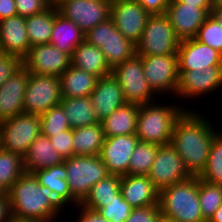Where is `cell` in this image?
Here are the masks:
<instances>
[{
	"instance_id": "47",
	"label": "cell",
	"mask_w": 222,
	"mask_h": 222,
	"mask_svg": "<svg viewBox=\"0 0 222 222\" xmlns=\"http://www.w3.org/2000/svg\"><path fill=\"white\" fill-rule=\"evenodd\" d=\"M16 15L18 14L15 0H0V21Z\"/></svg>"
},
{
	"instance_id": "14",
	"label": "cell",
	"mask_w": 222,
	"mask_h": 222,
	"mask_svg": "<svg viewBox=\"0 0 222 222\" xmlns=\"http://www.w3.org/2000/svg\"><path fill=\"white\" fill-rule=\"evenodd\" d=\"M23 66L35 75L59 77L71 65V56L52 44H39L29 48L22 59Z\"/></svg>"
},
{
	"instance_id": "33",
	"label": "cell",
	"mask_w": 222,
	"mask_h": 222,
	"mask_svg": "<svg viewBox=\"0 0 222 222\" xmlns=\"http://www.w3.org/2000/svg\"><path fill=\"white\" fill-rule=\"evenodd\" d=\"M120 175H108L105 179L95 183L80 205L87 209L101 208V203L115 199V194L120 191Z\"/></svg>"
},
{
	"instance_id": "16",
	"label": "cell",
	"mask_w": 222,
	"mask_h": 222,
	"mask_svg": "<svg viewBox=\"0 0 222 222\" xmlns=\"http://www.w3.org/2000/svg\"><path fill=\"white\" fill-rule=\"evenodd\" d=\"M222 88V65L207 66L203 70L179 71L176 97L200 99Z\"/></svg>"
},
{
	"instance_id": "19",
	"label": "cell",
	"mask_w": 222,
	"mask_h": 222,
	"mask_svg": "<svg viewBox=\"0 0 222 222\" xmlns=\"http://www.w3.org/2000/svg\"><path fill=\"white\" fill-rule=\"evenodd\" d=\"M177 55L179 71H198L207 66L222 65V54L195 38L181 40Z\"/></svg>"
},
{
	"instance_id": "2",
	"label": "cell",
	"mask_w": 222,
	"mask_h": 222,
	"mask_svg": "<svg viewBox=\"0 0 222 222\" xmlns=\"http://www.w3.org/2000/svg\"><path fill=\"white\" fill-rule=\"evenodd\" d=\"M12 218L53 222L64 205L33 173L24 172L8 190Z\"/></svg>"
},
{
	"instance_id": "37",
	"label": "cell",
	"mask_w": 222,
	"mask_h": 222,
	"mask_svg": "<svg viewBox=\"0 0 222 222\" xmlns=\"http://www.w3.org/2000/svg\"><path fill=\"white\" fill-rule=\"evenodd\" d=\"M198 177L209 183L222 185V132L219 131L214 137L206 167Z\"/></svg>"
},
{
	"instance_id": "11",
	"label": "cell",
	"mask_w": 222,
	"mask_h": 222,
	"mask_svg": "<svg viewBox=\"0 0 222 222\" xmlns=\"http://www.w3.org/2000/svg\"><path fill=\"white\" fill-rule=\"evenodd\" d=\"M142 58L144 75L150 88L158 95H176L179 82L178 55H138Z\"/></svg>"
},
{
	"instance_id": "4",
	"label": "cell",
	"mask_w": 222,
	"mask_h": 222,
	"mask_svg": "<svg viewBox=\"0 0 222 222\" xmlns=\"http://www.w3.org/2000/svg\"><path fill=\"white\" fill-rule=\"evenodd\" d=\"M155 103L156 100L139 106L136 136L139 141L161 146L170 143L175 122L187 108L179 103L178 106Z\"/></svg>"
},
{
	"instance_id": "13",
	"label": "cell",
	"mask_w": 222,
	"mask_h": 222,
	"mask_svg": "<svg viewBox=\"0 0 222 222\" xmlns=\"http://www.w3.org/2000/svg\"><path fill=\"white\" fill-rule=\"evenodd\" d=\"M110 4L108 0H63L56 8L59 14L76 23L86 34L110 18Z\"/></svg>"
},
{
	"instance_id": "5",
	"label": "cell",
	"mask_w": 222,
	"mask_h": 222,
	"mask_svg": "<svg viewBox=\"0 0 222 222\" xmlns=\"http://www.w3.org/2000/svg\"><path fill=\"white\" fill-rule=\"evenodd\" d=\"M85 40L102 50L111 70L136 55V44L124 37L111 18L89 30Z\"/></svg>"
},
{
	"instance_id": "17",
	"label": "cell",
	"mask_w": 222,
	"mask_h": 222,
	"mask_svg": "<svg viewBox=\"0 0 222 222\" xmlns=\"http://www.w3.org/2000/svg\"><path fill=\"white\" fill-rule=\"evenodd\" d=\"M211 9L172 0L165 14L170 20L174 34L181 41L196 37L199 28L210 15Z\"/></svg>"
},
{
	"instance_id": "41",
	"label": "cell",
	"mask_w": 222,
	"mask_h": 222,
	"mask_svg": "<svg viewBox=\"0 0 222 222\" xmlns=\"http://www.w3.org/2000/svg\"><path fill=\"white\" fill-rule=\"evenodd\" d=\"M49 139L53 148L64 160L73 156V129L65 130Z\"/></svg>"
},
{
	"instance_id": "39",
	"label": "cell",
	"mask_w": 222,
	"mask_h": 222,
	"mask_svg": "<svg viewBox=\"0 0 222 222\" xmlns=\"http://www.w3.org/2000/svg\"><path fill=\"white\" fill-rule=\"evenodd\" d=\"M133 207L124 200L121 190L115 194V199L107 203H101V208H97L102 217L110 222H125L130 216Z\"/></svg>"
},
{
	"instance_id": "30",
	"label": "cell",
	"mask_w": 222,
	"mask_h": 222,
	"mask_svg": "<svg viewBox=\"0 0 222 222\" xmlns=\"http://www.w3.org/2000/svg\"><path fill=\"white\" fill-rule=\"evenodd\" d=\"M105 134L101 123L73 129V155H100Z\"/></svg>"
},
{
	"instance_id": "53",
	"label": "cell",
	"mask_w": 222,
	"mask_h": 222,
	"mask_svg": "<svg viewBox=\"0 0 222 222\" xmlns=\"http://www.w3.org/2000/svg\"><path fill=\"white\" fill-rule=\"evenodd\" d=\"M155 222H174V221H172L171 219L165 218V217L160 215Z\"/></svg>"
},
{
	"instance_id": "8",
	"label": "cell",
	"mask_w": 222,
	"mask_h": 222,
	"mask_svg": "<svg viewBox=\"0 0 222 222\" xmlns=\"http://www.w3.org/2000/svg\"><path fill=\"white\" fill-rule=\"evenodd\" d=\"M41 134L40 115L21 113L0 123V148L25 156Z\"/></svg>"
},
{
	"instance_id": "7",
	"label": "cell",
	"mask_w": 222,
	"mask_h": 222,
	"mask_svg": "<svg viewBox=\"0 0 222 222\" xmlns=\"http://www.w3.org/2000/svg\"><path fill=\"white\" fill-rule=\"evenodd\" d=\"M111 74L119 82L126 103L140 106L154 102L152 100L156 93L146 81L140 56L135 55L117 65L111 70Z\"/></svg>"
},
{
	"instance_id": "22",
	"label": "cell",
	"mask_w": 222,
	"mask_h": 222,
	"mask_svg": "<svg viewBox=\"0 0 222 222\" xmlns=\"http://www.w3.org/2000/svg\"><path fill=\"white\" fill-rule=\"evenodd\" d=\"M90 99L99 121L126 103L119 82L112 74L98 79Z\"/></svg>"
},
{
	"instance_id": "10",
	"label": "cell",
	"mask_w": 222,
	"mask_h": 222,
	"mask_svg": "<svg viewBox=\"0 0 222 222\" xmlns=\"http://www.w3.org/2000/svg\"><path fill=\"white\" fill-rule=\"evenodd\" d=\"M60 77L30 73L27 83L23 113L42 115L61 103Z\"/></svg>"
},
{
	"instance_id": "49",
	"label": "cell",
	"mask_w": 222,
	"mask_h": 222,
	"mask_svg": "<svg viewBox=\"0 0 222 222\" xmlns=\"http://www.w3.org/2000/svg\"><path fill=\"white\" fill-rule=\"evenodd\" d=\"M188 5H197L200 8H212L213 0H179Z\"/></svg>"
},
{
	"instance_id": "42",
	"label": "cell",
	"mask_w": 222,
	"mask_h": 222,
	"mask_svg": "<svg viewBox=\"0 0 222 222\" xmlns=\"http://www.w3.org/2000/svg\"><path fill=\"white\" fill-rule=\"evenodd\" d=\"M17 14L27 18L41 13L51 6L49 0H15Z\"/></svg>"
},
{
	"instance_id": "20",
	"label": "cell",
	"mask_w": 222,
	"mask_h": 222,
	"mask_svg": "<svg viewBox=\"0 0 222 222\" xmlns=\"http://www.w3.org/2000/svg\"><path fill=\"white\" fill-rule=\"evenodd\" d=\"M30 72L22 65L0 87V123L23 113L25 91Z\"/></svg>"
},
{
	"instance_id": "18",
	"label": "cell",
	"mask_w": 222,
	"mask_h": 222,
	"mask_svg": "<svg viewBox=\"0 0 222 222\" xmlns=\"http://www.w3.org/2000/svg\"><path fill=\"white\" fill-rule=\"evenodd\" d=\"M138 142L136 134L105 138L99 156L109 174L128 175L130 159Z\"/></svg>"
},
{
	"instance_id": "21",
	"label": "cell",
	"mask_w": 222,
	"mask_h": 222,
	"mask_svg": "<svg viewBox=\"0 0 222 222\" xmlns=\"http://www.w3.org/2000/svg\"><path fill=\"white\" fill-rule=\"evenodd\" d=\"M0 47L3 54L23 59L31 47L26 31L25 18L20 15L0 21Z\"/></svg>"
},
{
	"instance_id": "50",
	"label": "cell",
	"mask_w": 222,
	"mask_h": 222,
	"mask_svg": "<svg viewBox=\"0 0 222 222\" xmlns=\"http://www.w3.org/2000/svg\"><path fill=\"white\" fill-rule=\"evenodd\" d=\"M210 15L222 25V7H212Z\"/></svg>"
},
{
	"instance_id": "45",
	"label": "cell",
	"mask_w": 222,
	"mask_h": 222,
	"mask_svg": "<svg viewBox=\"0 0 222 222\" xmlns=\"http://www.w3.org/2000/svg\"><path fill=\"white\" fill-rule=\"evenodd\" d=\"M150 15L165 14L171 0H136Z\"/></svg>"
},
{
	"instance_id": "36",
	"label": "cell",
	"mask_w": 222,
	"mask_h": 222,
	"mask_svg": "<svg viewBox=\"0 0 222 222\" xmlns=\"http://www.w3.org/2000/svg\"><path fill=\"white\" fill-rule=\"evenodd\" d=\"M198 195L203 218L208 221L222 205V185H216L198 177Z\"/></svg>"
},
{
	"instance_id": "26",
	"label": "cell",
	"mask_w": 222,
	"mask_h": 222,
	"mask_svg": "<svg viewBox=\"0 0 222 222\" xmlns=\"http://www.w3.org/2000/svg\"><path fill=\"white\" fill-rule=\"evenodd\" d=\"M139 105L125 103L100 121L105 138L136 134Z\"/></svg>"
},
{
	"instance_id": "12",
	"label": "cell",
	"mask_w": 222,
	"mask_h": 222,
	"mask_svg": "<svg viewBox=\"0 0 222 222\" xmlns=\"http://www.w3.org/2000/svg\"><path fill=\"white\" fill-rule=\"evenodd\" d=\"M148 176L158 191L192 177L170 143L159 146Z\"/></svg>"
},
{
	"instance_id": "32",
	"label": "cell",
	"mask_w": 222,
	"mask_h": 222,
	"mask_svg": "<svg viewBox=\"0 0 222 222\" xmlns=\"http://www.w3.org/2000/svg\"><path fill=\"white\" fill-rule=\"evenodd\" d=\"M55 22V5L45 11L25 18L26 31L31 46L49 44Z\"/></svg>"
},
{
	"instance_id": "35",
	"label": "cell",
	"mask_w": 222,
	"mask_h": 222,
	"mask_svg": "<svg viewBox=\"0 0 222 222\" xmlns=\"http://www.w3.org/2000/svg\"><path fill=\"white\" fill-rule=\"evenodd\" d=\"M24 172L23 157L20 154L0 148V182L7 190Z\"/></svg>"
},
{
	"instance_id": "44",
	"label": "cell",
	"mask_w": 222,
	"mask_h": 222,
	"mask_svg": "<svg viewBox=\"0 0 222 222\" xmlns=\"http://www.w3.org/2000/svg\"><path fill=\"white\" fill-rule=\"evenodd\" d=\"M160 215L158 204L133 208L125 222H155Z\"/></svg>"
},
{
	"instance_id": "28",
	"label": "cell",
	"mask_w": 222,
	"mask_h": 222,
	"mask_svg": "<svg viewBox=\"0 0 222 222\" xmlns=\"http://www.w3.org/2000/svg\"><path fill=\"white\" fill-rule=\"evenodd\" d=\"M41 186L48 187L55 195V197L64 205L72 203L75 206L80 204L71 194L68 186L67 171L65 163L48 167L45 169H39L33 173Z\"/></svg>"
},
{
	"instance_id": "9",
	"label": "cell",
	"mask_w": 222,
	"mask_h": 222,
	"mask_svg": "<svg viewBox=\"0 0 222 222\" xmlns=\"http://www.w3.org/2000/svg\"><path fill=\"white\" fill-rule=\"evenodd\" d=\"M179 42L166 14L150 15L136 44V55L177 54Z\"/></svg>"
},
{
	"instance_id": "40",
	"label": "cell",
	"mask_w": 222,
	"mask_h": 222,
	"mask_svg": "<svg viewBox=\"0 0 222 222\" xmlns=\"http://www.w3.org/2000/svg\"><path fill=\"white\" fill-rule=\"evenodd\" d=\"M195 39L222 54V25L211 15L207 17L199 28Z\"/></svg>"
},
{
	"instance_id": "38",
	"label": "cell",
	"mask_w": 222,
	"mask_h": 222,
	"mask_svg": "<svg viewBox=\"0 0 222 222\" xmlns=\"http://www.w3.org/2000/svg\"><path fill=\"white\" fill-rule=\"evenodd\" d=\"M41 134L48 138L55 136L65 130H69L70 124L61 104L50 108L40 115Z\"/></svg>"
},
{
	"instance_id": "27",
	"label": "cell",
	"mask_w": 222,
	"mask_h": 222,
	"mask_svg": "<svg viewBox=\"0 0 222 222\" xmlns=\"http://www.w3.org/2000/svg\"><path fill=\"white\" fill-rule=\"evenodd\" d=\"M84 40L85 33L76 23L59 14L55 6V22L50 44L72 56L75 48Z\"/></svg>"
},
{
	"instance_id": "24",
	"label": "cell",
	"mask_w": 222,
	"mask_h": 222,
	"mask_svg": "<svg viewBox=\"0 0 222 222\" xmlns=\"http://www.w3.org/2000/svg\"><path fill=\"white\" fill-rule=\"evenodd\" d=\"M24 170L34 173L39 169H45L64 162V159L53 148L50 139L40 134L29 146L28 151L23 157Z\"/></svg>"
},
{
	"instance_id": "25",
	"label": "cell",
	"mask_w": 222,
	"mask_h": 222,
	"mask_svg": "<svg viewBox=\"0 0 222 222\" xmlns=\"http://www.w3.org/2000/svg\"><path fill=\"white\" fill-rule=\"evenodd\" d=\"M71 65L98 78L111 75V68L108 66L102 50L89 44L86 40L75 48L71 56Z\"/></svg>"
},
{
	"instance_id": "23",
	"label": "cell",
	"mask_w": 222,
	"mask_h": 222,
	"mask_svg": "<svg viewBox=\"0 0 222 222\" xmlns=\"http://www.w3.org/2000/svg\"><path fill=\"white\" fill-rule=\"evenodd\" d=\"M120 190L124 200L133 208L158 204L159 191L149 176L123 175L120 180Z\"/></svg>"
},
{
	"instance_id": "6",
	"label": "cell",
	"mask_w": 222,
	"mask_h": 222,
	"mask_svg": "<svg viewBox=\"0 0 222 222\" xmlns=\"http://www.w3.org/2000/svg\"><path fill=\"white\" fill-rule=\"evenodd\" d=\"M69 189L72 196L81 203L91 187L110 175L99 155L78 156L64 160Z\"/></svg>"
},
{
	"instance_id": "51",
	"label": "cell",
	"mask_w": 222,
	"mask_h": 222,
	"mask_svg": "<svg viewBox=\"0 0 222 222\" xmlns=\"http://www.w3.org/2000/svg\"><path fill=\"white\" fill-rule=\"evenodd\" d=\"M207 222H222V205L213 213Z\"/></svg>"
},
{
	"instance_id": "15",
	"label": "cell",
	"mask_w": 222,
	"mask_h": 222,
	"mask_svg": "<svg viewBox=\"0 0 222 222\" xmlns=\"http://www.w3.org/2000/svg\"><path fill=\"white\" fill-rule=\"evenodd\" d=\"M150 14L136 0H115L110 4V18L124 37L137 44Z\"/></svg>"
},
{
	"instance_id": "43",
	"label": "cell",
	"mask_w": 222,
	"mask_h": 222,
	"mask_svg": "<svg viewBox=\"0 0 222 222\" xmlns=\"http://www.w3.org/2000/svg\"><path fill=\"white\" fill-rule=\"evenodd\" d=\"M22 59L16 55L0 56V87L22 66Z\"/></svg>"
},
{
	"instance_id": "52",
	"label": "cell",
	"mask_w": 222,
	"mask_h": 222,
	"mask_svg": "<svg viewBox=\"0 0 222 222\" xmlns=\"http://www.w3.org/2000/svg\"><path fill=\"white\" fill-rule=\"evenodd\" d=\"M6 195H8V190L0 182V196H6Z\"/></svg>"
},
{
	"instance_id": "34",
	"label": "cell",
	"mask_w": 222,
	"mask_h": 222,
	"mask_svg": "<svg viewBox=\"0 0 222 222\" xmlns=\"http://www.w3.org/2000/svg\"><path fill=\"white\" fill-rule=\"evenodd\" d=\"M160 145L139 141L130 159L128 175L148 176Z\"/></svg>"
},
{
	"instance_id": "46",
	"label": "cell",
	"mask_w": 222,
	"mask_h": 222,
	"mask_svg": "<svg viewBox=\"0 0 222 222\" xmlns=\"http://www.w3.org/2000/svg\"><path fill=\"white\" fill-rule=\"evenodd\" d=\"M77 207L80 209V213L79 217L76 219V222H110L102 217L98 211L87 209L80 204H78Z\"/></svg>"
},
{
	"instance_id": "55",
	"label": "cell",
	"mask_w": 222,
	"mask_h": 222,
	"mask_svg": "<svg viewBox=\"0 0 222 222\" xmlns=\"http://www.w3.org/2000/svg\"><path fill=\"white\" fill-rule=\"evenodd\" d=\"M213 7H222V0H213Z\"/></svg>"
},
{
	"instance_id": "29",
	"label": "cell",
	"mask_w": 222,
	"mask_h": 222,
	"mask_svg": "<svg viewBox=\"0 0 222 222\" xmlns=\"http://www.w3.org/2000/svg\"><path fill=\"white\" fill-rule=\"evenodd\" d=\"M62 98L88 97L95 89L98 77L73 65L60 76Z\"/></svg>"
},
{
	"instance_id": "54",
	"label": "cell",
	"mask_w": 222,
	"mask_h": 222,
	"mask_svg": "<svg viewBox=\"0 0 222 222\" xmlns=\"http://www.w3.org/2000/svg\"><path fill=\"white\" fill-rule=\"evenodd\" d=\"M11 222H42V221H39V220H19V219L12 218Z\"/></svg>"
},
{
	"instance_id": "31",
	"label": "cell",
	"mask_w": 222,
	"mask_h": 222,
	"mask_svg": "<svg viewBox=\"0 0 222 222\" xmlns=\"http://www.w3.org/2000/svg\"><path fill=\"white\" fill-rule=\"evenodd\" d=\"M60 104L67 115L71 129L100 123L96 116L90 96L62 98Z\"/></svg>"
},
{
	"instance_id": "3",
	"label": "cell",
	"mask_w": 222,
	"mask_h": 222,
	"mask_svg": "<svg viewBox=\"0 0 222 222\" xmlns=\"http://www.w3.org/2000/svg\"><path fill=\"white\" fill-rule=\"evenodd\" d=\"M158 205L161 216L174 222H207L199 203L198 176L159 191Z\"/></svg>"
},
{
	"instance_id": "56",
	"label": "cell",
	"mask_w": 222,
	"mask_h": 222,
	"mask_svg": "<svg viewBox=\"0 0 222 222\" xmlns=\"http://www.w3.org/2000/svg\"><path fill=\"white\" fill-rule=\"evenodd\" d=\"M60 1H63V0H49V2L51 3V5H57Z\"/></svg>"
},
{
	"instance_id": "48",
	"label": "cell",
	"mask_w": 222,
	"mask_h": 222,
	"mask_svg": "<svg viewBox=\"0 0 222 222\" xmlns=\"http://www.w3.org/2000/svg\"><path fill=\"white\" fill-rule=\"evenodd\" d=\"M12 214L9 195L0 196V222H11Z\"/></svg>"
},
{
	"instance_id": "1",
	"label": "cell",
	"mask_w": 222,
	"mask_h": 222,
	"mask_svg": "<svg viewBox=\"0 0 222 222\" xmlns=\"http://www.w3.org/2000/svg\"><path fill=\"white\" fill-rule=\"evenodd\" d=\"M207 118L186 109L175 122L170 140L192 176H199L205 169L212 141L219 133Z\"/></svg>"
}]
</instances>
